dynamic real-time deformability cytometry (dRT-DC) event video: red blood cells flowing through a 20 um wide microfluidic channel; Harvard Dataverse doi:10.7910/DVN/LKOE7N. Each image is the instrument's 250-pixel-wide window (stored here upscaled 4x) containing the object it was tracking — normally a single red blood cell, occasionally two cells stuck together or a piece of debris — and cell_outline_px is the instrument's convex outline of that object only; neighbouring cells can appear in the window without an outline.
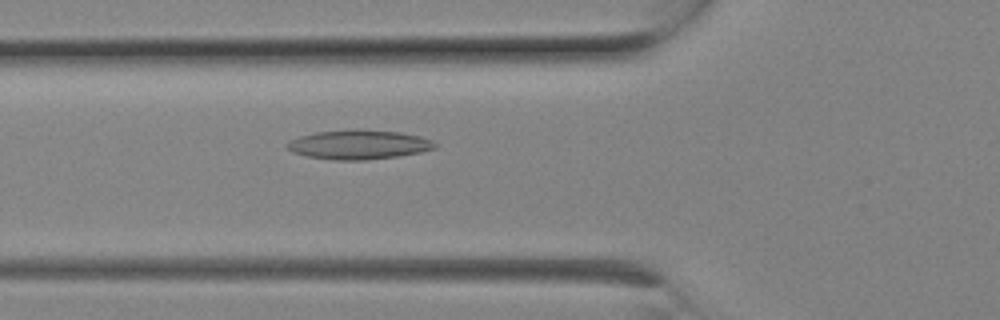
{"species": "Egyptian fruit bat (a non-hibernating species)", "species_latin": "Rousettus aegyptiacus", "temperature_condition": "room temperature", "stored_images_in_passage": 7, "camera_frame_rate_fps": 3000, "um_per_image_px": 0.085, "animal": {"sex": "female"}, "frame": {"image": 1, "passage_image": 7, "time_ms": 2.0, "image_size_px": [1000, 320], "cell_outline_px": [[436, 148], [420, 152], [396, 156], [368, 160], [332, 160], [304, 156], [292, 152], [284, 144], [300, 136], [316, 132], [400, 132], [420, 136], [432, 140], [436, 144]], "centroid_in_image_um": [30.48, 12.34], "position_along_channel_um": 95.3, "area_um2": 24.28}}